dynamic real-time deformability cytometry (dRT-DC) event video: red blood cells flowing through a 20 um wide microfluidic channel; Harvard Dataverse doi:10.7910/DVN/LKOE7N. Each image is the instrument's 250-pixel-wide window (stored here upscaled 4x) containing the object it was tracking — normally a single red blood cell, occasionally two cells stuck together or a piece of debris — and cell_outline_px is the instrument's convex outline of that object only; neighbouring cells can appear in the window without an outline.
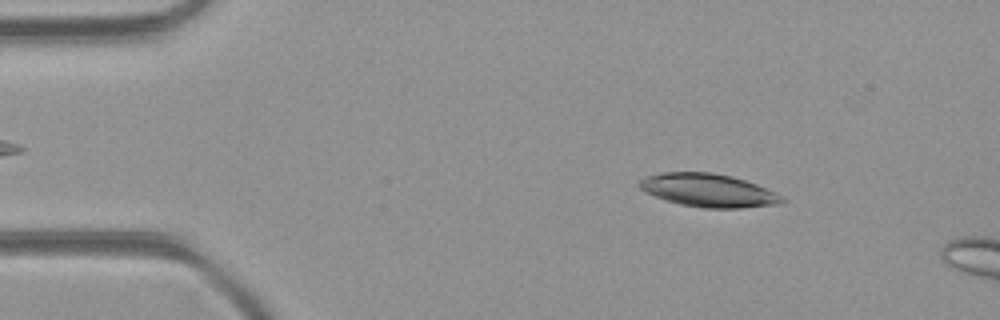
{"species": "common noctule bat (a hibernating species)", "species_latin": "Nyctalus noctula", "temperature_condition": "room temperature", "stored_images_in_passage": 5, "camera_frame_rate_fps": 3000, "um_per_image_px": 0.085, "animal": {"sex": "female", "body_mass_g": 21.9}, "frame": {"image": 1, "passage_image": 3, "time_ms": 0.667, "image_size_px": [1000, 320], "cell_outline_px": [[788, 200], [780, 204], [740, 208], [704, 208], [680, 204], [656, 196], [640, 188], [640, 180], [644, 176], [660, 172], [712, 172], [732, 176], [756, 184], [776, 192]], "centroid_in_image_um": [60.26, 16.17], "position_along_channel_um": 24.7, "area_um2": 27.51}}